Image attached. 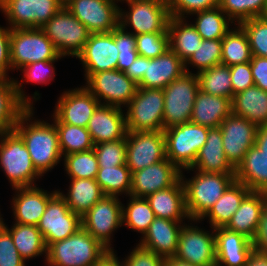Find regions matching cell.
I'll return each instance as SVG.
<instances>
[{
  "mask_svg": "<svg viewBox=\"0 0 267 266\" xmlns=\"http://www.w3.org/2000/svg\"><path fill=\"white\" fill-rule=\"evenodd\" d=\"M99 167L126 165V136L94 145Z\"/></svg>",
  "mask_w": 267,
  "mask_h": 266,
  "instance_id": "c3c4849f",
  "label": "cell"
},
{
  "mask_svg": "<svg viewBox=\"0 0 267 266\" xmlns=\"http://www.w3.org/2000/svg\"><path fill=\"white\" fill-rule=\"evenodd\" d=\"M220 9L234 23L241 22L254 17L265 16L267 11V0H219Z\"/></svg>",
  "mask_w": 267,
  "mask_h": 266,
  "instance_id": "ee69618b",
  "label": "cell"
},
{
  "mask_svg": "<svg viewBox=\"0 0 267 266\" xmlns=\"http://www.w3.org/2000/svg\"><path fill=\"white\" fill-rule=\"evenodd\" d=\"M0 266H25V260L19 255L10 232L0 228Z\"/></svg>",
  "mask_w": 267,
  "mask_h": 266,
  "instance_id": "db71d44e",
  "label": "cell"
},
{
  "mask_svg": "<svg viewBox=\"0 0 267 266\" xmlns=\"http://www.w3.org/2000/svg\"><path fill=\"white\" fill-rule=\"evenodd\" d=\"M63 58L60 54L53 60L50 61H39L23 66L21 69L24 73V79L26 83L36 82L42 84H49L54 79L55 67L53 63Z\"/></svg>",
  "mask_w": 267,
  "mask_h": 266,
  "instance_id": "f5cc1de1",
  "label": "cell"
},
{
  "mask_svg": "<svg viewBox=\"0 0 267 266\" xmlns=\"http://www.w3.org/2000/svg\"><path fill=\"white\" fill-rule=\"evenodd\" d=\"M123 204L117 196L104 195L81 217L82 228L98 240L110 252L111 236L123 225Z\"/></svg>",
  "mask_w": 267,
  "mask_h": 266,
  "instance_id": "8fae6325",
  "label": "cell"
},
{
  "mask_svg": "<svg viewBox=\"0 0 267 266\" xmlns=\"http://www.w3.org/2000/svg\"><path fill=\"white\" fill-rule=\"evenodd\" d=\"M167 30L170 49L185 63L202 42L201 35L186 18L170 16Z\"/></svg>",
  "mask_w": 267,
  "mask_h": 266,
  "instance_id": "d590c367",
  "label": "cell"
},
{
  "mask_svg": "<svg viewBox=\"0 0 267 266\" xmlns=\"http://www.w3.org/2000/svg\"><path fill=\"white\" fill-rule=\"evenodd\" d=\"M63 5L66 4L69 0H59Z\"/></svg>",
  "mask_w": 267,
  "mask_h": 266,
  "instance_id": "a7ac6f4b",
  "label": "cell"
},
{
  "mask_svg": "<svg viewBox=\"0 0 267 266\" xmlns=\"http://www.w3.org/2000/svg\"><path fill=\"white\" fill-rule=\"evenodd\" d=\"M59 53L41 28L10 29V61L12 70L25 65L55 59Z\"/></svg>",
  "mask_w": 267,
  "mask_h": 266,
  "instance_id": "8992f818",
  "label": "cell"
},
{
  "mask_svg": "<svg viewBox=\"0 0 267 266\" xmlns=\"http://www.w3.org/2000/svg\"><path fill=\"white\" fill-rule=\"evenodd\" d=\"M164 266H197L191 263L179 260L176 257H168L164 260Z\"/></svg>",
  "mask_w": 267,
  "mask_h": 266,
  "instance_id": "03108f58",
  "label": "cell"
},
{
  "mask_svg": "<svg viewBox=\"0 0 267 266\" xmlns=\"http://www.w3.org/2000/svg\"><path fill=\"white\" fill-rule=\"evenodd\" d=\"M155 217L180 221L189 219L186 210L185 189L180 178L173 186L159 190L146 197Z\"/></svg>",
  "mask_w": 267,
  "mask_h": 266,
  "instance_id": "83f0119b",
  "label": "cell"
},
{
  "mask_svg": "<svg viewBox=\"0 0 267 266\" xmlns=\"http://www.w3.org/2000/svg\"><path fill=\"white\" fill-rule=\"evenodd\" d=\"M250 191L244 184L234 180L200 220L208 217L212 229L225 227Z\"/></svg>",
  "mask_w": 267,
  "mask_h": 266,
  "instance_id": "d6a6232c",
  "label": "cell"
},
{
  "mask_svg": "<svg viewBox=\"0 0 267 266\" xmlns=\"http://www.w3.org/2000/svg\"><path fill=\"white\" fill-rule=\"evenodd\" d=\"M4 219L1 217V215H0V228L3 226V221Z\"/></svg>",
  "mask_w": 267,
  "mask_h": 266,
  "instance_id": "003e7915",
  "label": "cell"
},
{
  "mask_svg": "<svg viewBox=\"0 0 267 266\" xmlns=\"http://www.w3.org/2000/svg\"><path fill=\"white\" fill-rule=\"evenodd\" d=\"M255 145L267 154V125L258 126Z\"/></svg>",
  "mask_w": 267,
  "mask_h": 266,
  "instance_id": "6125c7cd",
  "label": "cell"
},
{
  "mask_svg": "<svg viewBox=\"0 0 267 266\" xmlns=\"http://www.w3.org/2000/svg\"><path fill=\"white\" fill-rule=\"evenodd\" d=\"M192 15H197L195 24L192 25L196 28V31L204 40L223 39L231 30L229 28V24H232L233 22L220 9L219 6L212 9L199 11Z\"/></svg>",
  "mask_w": 267,
  "mask_h": 266,
  "instance_id": "60d3db41",
  "label": "cell"
},
{
  "mask_svg": "<svg viewBox=\"0 0 267 266\" xmlns=\"http://www.w3.org/2000/svg\"><path fill=\"white\" fill-rule=\"evenodd\" d=\"M236 27L232 28L222 39L221 64L229 67L250 62L252 59L247 34L240 25Z\"/></svg>",
  "mask_w": 267,
  "mask_h": 266,
  "instance_id": "74e56055",
  "label": "cell"
},
{
  "mask_svg": "<svg viewBox=\"0 0 267 266\" xmlns=\"http://www.w3.org/2000/svg\"><path fill=\"white\" fill-rule=\"evenodd\" d=\"M109 253L98 240L80 228L68 238L47 246L48 266H97Z\"/></svg>",
  "mask_w": 267,
  "mask_h": 266,
  "instance_id": "7a4b0ae2",
  "label": "cell"
},
{
  "mask_svg": "<svg viewBox=\"0 0 267 266\" xmlns=\"http://www.w3.org/2000/svg\"><path fill=\"white\" fill-rule=\"evenodd\" d=\"M195 173L188 180L181 171V179L185 189L187 213L191 221L198 222L235 180V173Z\"/></svg>",
  "mask_w": 267,
  "mask_h": 266,
  "instance_id": "3957f363",
  "label": "cell"
},
{
  "mask_svg": "<svg viewBox=\"0 0 267 266\" xmlns=\"http://www.w3.org/2000/svg\"><path fill=\"white\" fill-rule=\"evenodd\" d=\"M250 68L255 86L267 92V57L252 56Z\"/></svg>",
  "mask_w": 267,
  "mask_h": 266,
  "instance_id": "680465c9",
  "label": "cell"
},
{
  "mask_svg": "<svg viewBox=\"0 0 267 266\" xmlns=\"http://www.w3.org/2000/svg\"><path fill=\"white\" fill-rule=\"evenodd\" d=\"M166 3L170 16L177 18L219 6V0H166Z\"/></svg>",
  "mask_w": 267,
  "mask_h": 266,
  "instance_id": "816d5d0a",
  "label": "cell"
},
{
  "mask_svg": "<svg viewBox=\"0 0 267 266\" xmlns=\"http://www.w3.org/2000/svg\"><path fill=\"white\" fill-rule=\"evenodd\" d=\"M174 257L197 266H216L214 229L210 233L193 224H184Z\"/></svg>",
  "mask_w": 267,
  "mask_h": 266,
  "instance_id": "e0dca14e",
  "label": "cell"
},
{
  "mask_svg": "<svg viewBox=\"0 0 267 266\" xmlns=\"http://www.w3.org/2000/svg\"><path fill=\"white\" fill-rule=\"evenodd\" d=\"M12 79L0 77V134L13 131L20 115L33 107V98L25 95L23 83Z\"/></svg>",
  "mask_w": 267,
  "mask_h": 266,
  "instance_id": "603a6c76",
  "label": "cell"
},
{
  "mask_svg": "<svg viewBox=\"0 0 267 266\" xmlns=\"http://www.w3.org/2000/svg\"><path fill=\"white\" fill-rule=\"evenodd\" d=\"M63 4L59 0H0L9 28H41Z\"/></svg>",
  "mask_w": 267,
  "mask_h": 266,
  "instance_id": "7c38bea8",
  "label": "cell"
},
{
  "mask_svg": "<svg viewBox=\"0 0 267 266\" xmlns=\"http://www.w3.org/2000/svg\"><path fill=\"white\" fill-rule=\"evenodd\" d=\"M119 0H69L64 6L92 33H107L119 26Z\"/></svg>",
  "mask_w": 267,
  "mask_h": 266,
  "instance_id": "9a60e30c",
  "label": "cell"
},
{
  "mask_svg": "<svg viewBox=\"0 0 267 266\" xmlns=\"http://www.w3.org/2000/svg\"><path fill=\"white\" fill-rule=\"evenodd\" d=\"M41 29L63 57L77 58L91 34L64 5Z\"/></svg>",
  "mask_w": 267,
  "mask_h": 266,
  "instance_id": "52a82bcc",
  "label": "cell"
},
{
  "mask_svg": "<svg viewBox=\"0 0 267 266\" xmlns=\"http://www.w3.org/2000/svg\"><path fill=\"white\" fill-rule=\"evenodd\" d=\"M99 104L96 97L83 86L64 91L58 99L53 115L61 123L86 128Z\"/></svg>",
  "mask_w": 267,
  "mask_h": 266,
  "instance_id": "ffe728a7",
  "label": "cell"
},
{
  "mask_svg": "<svg viewBox=\"0 0 267 266\" xmlns=\"http://www.w3.org/2000/svg\"><path fill=\"white\" fill-rule=\"evenodd\" d=\"M62 157L70 153L87 151L94 148L87 128L61 123L54 115Z\"/></svg>",
  "mask_w": 267,
  "mask_h": 266,
  "instance_id": "f35d334b",
  "label": "cell"
},
{
  "mask_svg": "<svg viewBox=\"0 0 267 266\" xmlns=\"http://www.w3.org/2000/svg\"><path fill=\"white\" fill-rule=\"evenodd\" d=\"M97 266H123L115 252L109 253Z\"/></svg>",
  "mask_w": 267,
  "mask_h": 266,
  "instance_id": "e7e4bbea",
  "label": "cell"
},
{
  "mask_svg": "<svg viewBox=\"0 0 267 266\" xmlns=\"http://www.w3.org/2000/svg\"><path fill=\"white\" fill-rule=\"evenodd\" d=\"M135 36L136 51L139 56L154 59L170 49L168 32L143 33Z\"/></svg>",
  "mask_w": 267,
  "mask_h": 266,
  "instance_id": "681fc988",
  "label": "cell"
},
{
  "mask_svg": "<svg viewBox=\"0 0 267 266\" xmlns=\"http://www.w3.org/2000/svg\"><path fill=\"white\" fill-rule=\"evenodd\" d=\"M199 91L198 78L185 72L163 89V128L190 122L195 97Z\"/></svg>",
  "mask_w": 267,
  "mask_h": 266,
  "instance_id": "9c48e42d",
  "label": "cell"
},
{
  "mask_svg": "<svg viewBox=\"0 0 267 266\" xmlns=\"http://www.w3.org/2000/svg\"><path fill=\"white\" fill-rule=\"evenodd\" d=\"M224 154L236 168L247 151L255 145L258 126L231 113L220 125Z\"/></svg>",
  "mask_w": 267,
  "mask_h": 266,
  "instance_id": "ac0fdd59",
  "label": "cell"
},
{
  "mask_svg": "<svg viewBox=\"0 0 267 266\" xmlns=\"http://www.w3.org/2000/svg\"><path fill=\"white\" fill-rule=\"evenodd\" d=\"M132 173L127 165L99 167L96 182L104 195L119 196L122 193L130 196Z\"/></svg>",
  "mask_w": 267,
  "mask_h": 266,
  "instance_id": "b9f144b4",
  "label": "cell"
},
{
  "mask_svg": "<svg viewBox=\"0 0 267 266\" xmlns=\"http://www.w3.org/2000/svg\"><path fill=\"white\" fill-rule=\"evenodd\" d=\"M245 266H267V254L253 249Z\"/></svg>",
  "mask_w": 267,
  "mask_h": 266,
  "instance_id": "be15d7a7",
  "label": "cell"
},
{
  "mask_svg": "<svg viewBox=\"0 0 267 266\" xmlns=\"http://www.w3.org/2000/svg\"><path fill=\"white\" fill-rule=\"evenodd\" d=\"M166 158L163 131L127 132L126 165L131 173Z\"/></svg>",
  "mask_w": 267,
  "mask_h": 266,
  "instance_id": "2e32d148",
  "label": "cell"
},
{
  "mask_svg": "<svg viewBox=\"0 0 267 266\" xmlns=\"http://www.w3.org/2000/svg\"><path fill=\"white\" fill-rule=\"evenodd\" d=\"M86 81L85 87L100 104L120 108L129 104L138 89V85L125 72L117 69L92 74ZM102 99L105 102L102 103Z\"/></svg>",
  "mask_w": 267,
  "mask_h": 266,
  "instance_id": "4fadbf2b",
  "label": "cell"
},
{
  "mask_svg": "<svg viewBox=\"0 0 267 266\" xmlns=\"http://www.w3.org/2000/svg\"><path fill=\"white\" fill-rule=\"evenodd\" d=\"M33 110V107H28L20 115L14 131L24 141L34 167L44 176L60 162L62 153L55 123L50 124L40 119L32 122Z\"/></svg>",
  "mask_w": 267,
  "mask_h": 266,
  "instance_id": "6da1fadb",
  "label": "cell"
},
{
  "mask_svg": "<svg viewBox=\"0 0 267 266\" xmlns=\"http://www.w3.org/2000/svg\"><path fill=\"white\" fill-rule=\"evenodd\" d=\"M114 41L119 51L117 70L125 72L139 56L136 51V36L119 25L114 29Z\"/></svg>",
  "mask_w": 267,
  "mask_h": 266,
  "instance_id": "f907efd6",
  "label": "cell"
},
{
  "mask_svg": "<svg viewBox=\"0 0 267 266\" xmlns=\"http://www.w3.org/2000/svg\"><path fill=\"white\" fill-rule=\"evenodd\" d=\"M181 171L167 158L132 173L130 195L146 198L156 191L173 186Z\"/></svg>",
  "mask_w": 267,
  "mask_h": 266,
  "instance_id": "44dd1931",
  "label": "cell"
},
{
  "mask_svg": "<svg viewBox=\"0 0 267 266\" xmlns=\"http://www.w3.org/2000/svg\"><path fill=\"white\" fill-rule=\"evenodd\" d=\"M185 72V63L175 52L168 49L154 59L145 57V74L137 85L147 89H164Z\"/></svg>",
  "mask_w": 267,
  "mask_h": 266,
  "instance_id": "cb8c5ba5",
  "label": "cell"
},
{
  "mask_svg": "<svg viewBox=\"0 0 267 266\" xmlns=\"http://www.w3.org/2000/svg\"><path fill=\"white\" fill-rule=\"evenodd\" d=\"M266 202L267 193L250 191L225 228L243 234L252 241Z\"/></svg>",
  "mask_w": 267,
  "mask_h": 266,
  "instance_id": "f1b7e54d",
  "label": "cell"
},
{
  "mask_svg": "<svg viewBox=\"0 0 267 266\" xmlns=\"http://www.w3.org/2000/svg\"><path fill=\"white\" fill-rule=\"evenodd\" d=\"M3 226L10 232L19 255L25 261L42 254L46 257L47 246L37 226L15 223L9 229L4 222Z\"/></svg>",
  "mask_w": 267,
  "mask_h": 266,
  "instance_id": "8d00e7d4",
  "label": "cell"
},
{
  "mask_svg": "<svg viewBox=\"0 0 267 266\" xmlns=\"http://www.w3.org/2000/svg\"><path fill=\"white\" fill-rule=\"evenodd\" d=\"M126 1L129 11L120 8L119 25L127 30L131 26L134 35L168 32L170 14L166 0H121Z\"/></svg>",
  "mask_w": 267,
  "mask_h": 266,
  "instance_id": "30bf717a",
  "label": "cell"
},
{
  "mask_svg": "<svg viewBox=\"0 0 267 266\" xmlns=\"http://www.w3.org/2000/svg\"><path fill=\"white\" fill-rule=\"evenodd\" d=\"M123 111L122 108L112 105L97 106L86 127L94 145L126 136V116Z\"/></svg>",
  "mask_w": 267,
  "mask_h": 266,
  "instance_id": "7402d4cb",
  "label": "cell"
},
{
  "mask_svg": "<svg viewBox=\"0 0 267 266\" xmlns=\"http://www.w3.org/2000/svg\"><path fill=\"white\" fill-rule=\"evenodd\" d=\"M184 223L155 218L143 235L139 245L163 258L174 257L178 248L179 233Z\"/></svg>",
  "mask_w": 267,
  "mask_h": 266,
  "instance_id": "4316f807",
  "label": "cell"
},
{
  "mask_svg": "<svg viewBox=\"0 0 267 266\" xmlns=\"http://www.w3.org/2000/svg\"><path fill=\"white\" fill-rule=\"evenodd\" d=\"M254 250L267 254V202L261 213L258 228L252 239Z\"/></svg>",
  "mask_w": 267,
  "mask_h": 266,
  "instance_id": "91938a15",
  "label": "cell"
},
{
  "mask_svg": "<svg viewBox=\"0 0 267 266\" xmlns=\"http://www.w3.org/2000/svg\"><path fill=\"white\" fill-rule=\"evenodd\" d=\"M12 200L14 223L37 226L44 214L48 201L58 190L47 192L37 186L15 188Z\"/></svg>",
  "mask_w": 267,
  "mask_h": 266,
  "instance_id": "484cf974",
  "label": "cell"
},
{
  "mask_svg": "<svg viewBox=\"0 0 267 266\" xmlns=\"http://www.w3.org/2000/svg\"><path fill=\"white\" fill-rule=\"evenodd\" d=\"M71 184L67 194L58 191L73 213L81 217L90 210L103 196L104 193L96 179L70 178Z\"/></svg>",
  "mask_w": 267,
  "mask_h": 266,
  "instance_id": "e575fe53",
  "label": "cell"
},
{
  "mask_svg": "<svg viewBox=\"0 0 267 266\" xmlns=\"http://www.w3.org/2000/svg\"><path fill=\"white\" fill-rule=\"evenodd\" d=\"M212 173H235V168L226 159L222 143V132L219 128H210L206 143L201 147L191 168L194 170Z\"/></svg>",
  "mask_w": 267,
  "mask_h": 266,
  "instance_id": "4dcf8cb0",
  "label": "cell"
},
{
  "mask_svg": "<svg viewBox=\"0 0 267 266\" xmlns=\"http://www.w3.org/2000/svg\"><path fill=\"white\" fill-rule=\"evenodd\" d=\"M196 76L198 78L199 90L232 100L233 90L229 66L218 64L210 69L196 73Z\"/></svg>",
  "mask_w": 267,
  "mask_h": 266,
  "instance_id": "ab89813d",
  "label": "cell"
},
{
  "mask_svg": "<svg viewBox=\"0 0 267 266\" xmlns=\"http://www.w3.org/2000/svg\"><path fill=\"white\" fill-rule=\"evenodd\" d=\"M239 25L247 34L252 56L267 57V18L254 17Z\"/></svg>",
  "mask_w": 267,
  "mask_h": 266,
  "instance_id": "7dc6e473",
  "label": "cell"
},
{
  "mask_svg": "<svg viewBox=\"0 0 267 266\" xmlns=\"http://www.w3.org/2000/svg\"><path fill=\"white\" fill-rule=\"evenodd\" d=\"M232 113L231 99L197 92L190 122L208 128H219Z\"/></svg>",
  "mask_w": 267,
  "mask_h": 266,
  "instance_id": "f546056e",
  "label": "cell"
},
{
  "mask_svg": "<svg viewBox=\"0 0 267 266\" xmlns=\"http://www.w3.org/2000/svg\"><path fill=\"white\" fill-rule=\"evenodd\" d=\"M233 96L255 86L250 62L230 66Z\"/></svg>",
  "mask_w": 267,
  "mask_h": 266,
  "instance_id": "9f6ffc18",
  "label": "cell"
},
{
  "mask_svg": "<svg viewBox=\"0 0 267 266\" xmlns=\"http://www.w3.org/2000/svg\"><path fill=\"white\" fill-rule=\"evenodd\" d=\"M118 54L114 30L107 33H92L77 56L85 70V80L92 74L117 69Z\"/></svg>",
  "mask_w": 267,
  "mask_h": 266,
  "instance_id": "d6986e66",
  "label": "cell"
},
{
  "mask_svg": "<svg viewBox=\"0 0 267 266\" xmlns=\"http://www.w3.org/2000/svg\"><path fill=\"white\" fill-rule=\"evenodd\" d=\"M164 260L162 256L138 244L121 263L123 266H164Z\"/></svg>",
  "mask_w": 267,
  "mask_h": 266,
  "instance_id": "11a10c76",
  "label": "cell"
},
{
  "mask_svg": "<svg viewBox=\"0 0 267 266\" xmlns=\"http://www.w3.org/2000/svg\"><path fill=\"white\" fill-rule=\"evenodd\" d=\"M235 180L251 191L267 193V154L252 146L235 168Z\"/></svg>",
  "mask_w": 267,
  "mask_h": 266,
  "instance_id": "1f68e13d",
  "label": "cell"
},
{
  "mask_svg": "<svg viewBox=\"0 0 267 266\" xmlns=\"http://www.w3.org/2000/svg\"><path fill=\"white\" fill-rule=\"evenodd\" d=\"M128 108V110H127ZM127 132L163 131V89L138 87L126 106Z\"/></svg>",
  "mask_w": 267,
  "mask_h": 266,
  "instance_id": "ba28073f",
  "label": "cell"
},
{
  "mask_svg": "<svg viewBox=\"0 0 267 266\" xmlns=\"http://www.w3.org/2000/svg\"><path fill=\"white\" fill-rule=\"evenodd\" d=\"M232 113L246 118L257 126L267 125V92L257 86L233 96Z\"/></svg>",
  "mask_w": 267,
  "mask_h": 266,
  "instance_id": "836d02e7",
  "label": "cell"
},
{
  "mask_svg": "<svg viewBox=\"0 0 267 266\" xmlns=\"http://www.w3.org/2000/svg\"><path fill=\"white\" fill-rule=\"evenodd\" d=\"M37 227L48 246L68 238L82 228L81 216L73 213L57 192L48 201Z\"/></svg>",
  "mask_w": 267,
  "mask_h": 266,
  "instance_id": "5bb4252c",
  "label": "cell"
},
{
  "mask_svg": "<svg viewBox=\"0 0 267 266\" xmlns=\"http://www.w3.org/2000/svg\"><path fill=\"white\" fill-rule=\"evenodd\" d=\"M129 197L127 207L124 204L122 207L123 225L144 235L156 218L154 211L146 198L131 195Z\"/></svg>",
  "mask_w": 267,
  "mask_h": 266,
  "instance_id": "7bdbcfd3",
  "label": "cell"
},
{
  "mask_svg": "<svg viewBox=\"0 0 267 266\" xmlns=\"http://www.w3.org/2000/svg\"><path fill=\"white\" fill-rule=\"evenodd\" d=\"M0 166L12 189L35 186L34 181L42 177L34 167L24 141L14 130L0 134Z\"/></svg>",
  "mask_w": 267,
  "mask_h": 266,
  "instance_id": "277c9868",
  "label": "cell"
},
{
  "mask_svg": "<svg viewBox=\"0 0 267 266\" xmlns=\"http://www.w3.org/2000/svg\"><path fill=\"white\" fill-rule=\"evenodd\" d=\"M222 39H214V40H202L199 43L198 48L194 51V53L189 57V59L185 62V70L188 73L189 71L188 65H192L193 67H197V73H200L204 70L210 69L211 67L221 64L222 58Z\"/></svg>",
  "mask_w": 267,
  "mask_h": 266,
  "instance_id": "bcb514c9",
  "label": "cell"
},
{
  "mask_svg": "<svg viewBox=\"0 0 267 266\" xmlns=\"http://www.w3.org/2000/svg\"><path fill=\"white\" fill-rule=\"evenodd\" d=\"M69 178L96 179L99 165L94 149L63 156Z\"/></svg>",
  "mask_w": 267,
  "mask_h": 266,
  "instance_id": "f6af8a7d",
  "label": "cell"
},
{
  "mask_svg": "<svg viewBox=\"0 0 267 266\" xmlns=\"http://www.w3.org/2000/svg\"><path fill=\"white\" fill-rule=\"evenodd\" d=\"M12 70L10 61V28L0 27V77L9 78L8 70ZM8 76V77H7Z\"/></svg>",
  "mask_w": 267,
  "mask_h": 266,
  "instance_id": "6f0895ef",
  "label": "cell"
},
{
  "mask_svg": "<svg viewBox=\"0 0 267 266\" xmlns=\"http://www.w3.org/2000/svg\"><path fill=\"white\" fill-rule=\"evenodd\" d=\"M216 266H245L254 247L243 234L215 228Z\"/></svg>",
  "mask_w": 267,
  "mask_h": 266,
  "instance_id": "d4e9b609",
  "label": "cell"
},
{
  "mask_svg": "<svg viewBox=\"0 0 267 266\" xmlns=\"http://www.w3.org/2000/svg\"><path fill=\"white\" fill-rule=\"evenodd\" d=\"M125 74L136 84H138L145 74V57L138 56L125 71Z\"/></svg>",
  "mask_w": 267,
  "mask_h": 266,
  "instance_id": "94428289",
  "label": "cell"
},
{
  "mask_svg": "<svg viewBox=\"0 0 267 266\" xmlns=\"http://www.w3.org/2000/svg\"><path fill=\"white\" fill-rule=\"evenodd\" d=\"M210 128L187 122L163 130L166 158L180 171L194 164Z\"/></svg>",
  "mask_w": 267,
  "mask_h": 266,
  "instance_id": "5b68a950",
  "label": "cell"
}]
</instances>
